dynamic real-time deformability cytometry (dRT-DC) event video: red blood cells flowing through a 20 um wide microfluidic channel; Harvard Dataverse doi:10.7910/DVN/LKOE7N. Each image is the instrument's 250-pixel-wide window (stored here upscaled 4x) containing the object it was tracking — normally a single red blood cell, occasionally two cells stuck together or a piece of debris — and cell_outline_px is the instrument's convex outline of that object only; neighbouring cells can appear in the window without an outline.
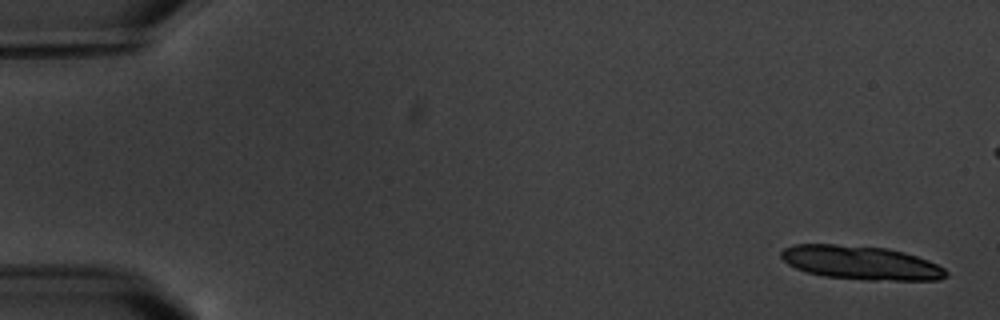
{"species": "common noctule bat (a hibernating species)", "species_latin": "Nyctalus noctula", "temperature_condition": "warm", "stored_images_in_passage": 6, "segment_of_instrument_passage": [1, 2], "camera_frame_rate_fps": 3000, "um_per_image_px": 0.085, "animal": {"sex": "male", "body_mass_g": 20.1, "forearm_length_mm": 53.5}, "frame": {"image": 1, "passage_image": 1, "time_ms": 0.0, "image_size_px": [1000, 320], "cell_outline_px": [[948, 276], [940, 280], [868, 280], [824, 276], [808, 272], [796, 268], [788, 264], [780, 256], [780, 252], [784, 248], [792, 244], [836, 244], [888, 248], [904, 252], [928, 260], [944, 268], [948, 272]], "centroid_in_image_um": [73.18, 22.33], "position_along_channel_um": 11.8, "area_um2": 32.54}}